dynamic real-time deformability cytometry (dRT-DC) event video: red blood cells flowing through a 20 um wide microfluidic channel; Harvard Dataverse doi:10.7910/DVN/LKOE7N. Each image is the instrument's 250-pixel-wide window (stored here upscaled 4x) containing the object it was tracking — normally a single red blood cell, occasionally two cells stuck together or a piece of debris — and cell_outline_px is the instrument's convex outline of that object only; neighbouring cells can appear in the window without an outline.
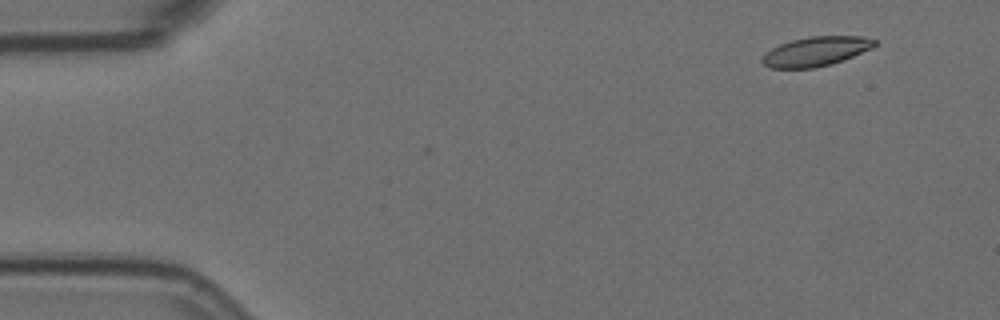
{"species": "Egyptian fruit bat (a non-hibernating species)", "species_latin": "Rousettus aegyptiacus", "temperature_condition": "room temperature", "stored_images_in_passage": 3, "camera_frame_rate_fps": 3000, "um_per_image_px": 0.085, "animal": {"sex": "female"}, "frame": {"image": 1, "passage_image": 1, "time_ms": 0.0, "image_size_px": [1000, 320], "cell_outline_px": [[876, 44], [872, 48], [852, 56], [816, 68], [768, 68], [760, 60], [772, 48], [780, 44], [792, 40], [808, 36], [860, 36], [876, 40]], "centroid_in_image_um": [69.33, 4.36], "position_along_channel_um": 15.7, "area_um2": 18.96}}